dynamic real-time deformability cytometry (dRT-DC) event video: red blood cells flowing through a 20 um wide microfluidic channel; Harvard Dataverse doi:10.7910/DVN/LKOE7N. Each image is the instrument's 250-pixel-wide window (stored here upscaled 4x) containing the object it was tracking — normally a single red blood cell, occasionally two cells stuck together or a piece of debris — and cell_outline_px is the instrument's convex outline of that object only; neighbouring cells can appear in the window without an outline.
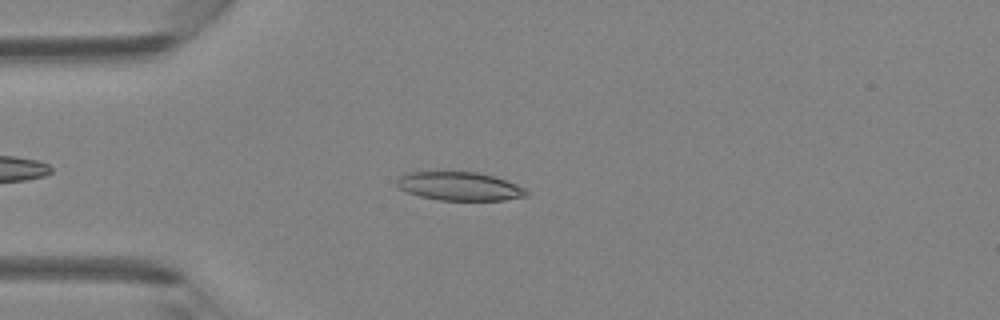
{"species": "Egyptian fruit bat (a non-hibernating species)", "species_latin": "Rousettus aegyptiacus", "temperature_condition": "room temperature", "stored_images_in_passage": 33, "camera_frame_rate_fps": 3000, "um_per_image_px": 0.085, "animal": {"sex": "female"}, "frame": {"image": 1, "passage_image": 7, "time_ms": 2.0, "image_size_px": [1000, 320], "cell_outline_px": [[528, 196], [504, 200], [440, 200], [420, 196], [408, 192], [400, 188], [396, 184], [396, 180], [400, 176], [408, 172], [476, 172], [492, 176], [516, 184], [524, 188], [528, 192]], "centroid_in_image_um": [39.05, 15.83], "position_along_channel_um": 45.9, "area_um2": 21.33}}
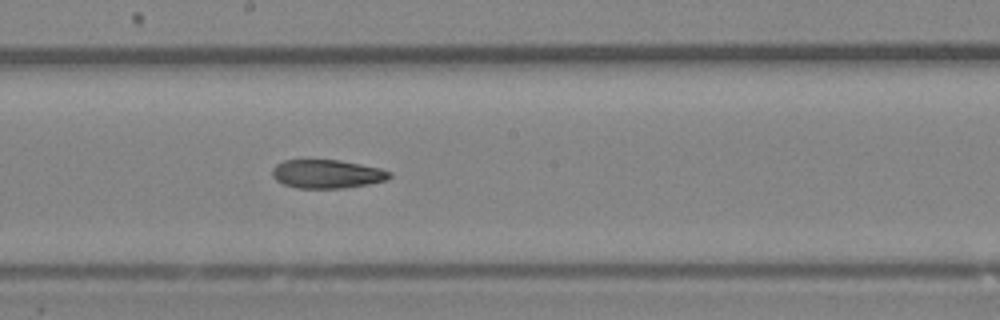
{"frame": {"image": 2, "passage_image": 19, "time_ms": 6.0, "image_size_px": [1000, 320], "cell_outline_px": [[392, 176], [388, 180], [368, 184], [344, 188], [296, 188], [284, 184], [276, 180], [272, 176], [272, 168], [276, 164], [284, 160], [340, 160], [380, 168], [392, 172]], "centroid_in_image_um": [27.81, 14.79], "position_along_channel_um": 220.4, "area_um2": 19.65}}
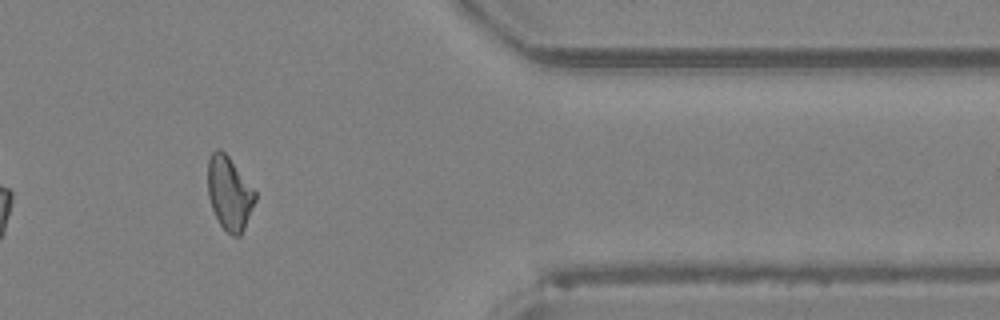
{"frame": {"image": 3, "passage_image": 31, "time_ms": 10.0, "image_size_px": [1000, 320], "cell_outline_px": [[256, 200], [244, 228], [240, 236], [232, 236], [220, 224], [212, 208], [208, 196], [208, 160], [212, 152], [216, 148], [220, 148], [228, 156], [256, 192]], "centroid_in_image_um": [19.49, 16.42], "position_along_channel_um": 391.9, "area_um2": 20.06}}